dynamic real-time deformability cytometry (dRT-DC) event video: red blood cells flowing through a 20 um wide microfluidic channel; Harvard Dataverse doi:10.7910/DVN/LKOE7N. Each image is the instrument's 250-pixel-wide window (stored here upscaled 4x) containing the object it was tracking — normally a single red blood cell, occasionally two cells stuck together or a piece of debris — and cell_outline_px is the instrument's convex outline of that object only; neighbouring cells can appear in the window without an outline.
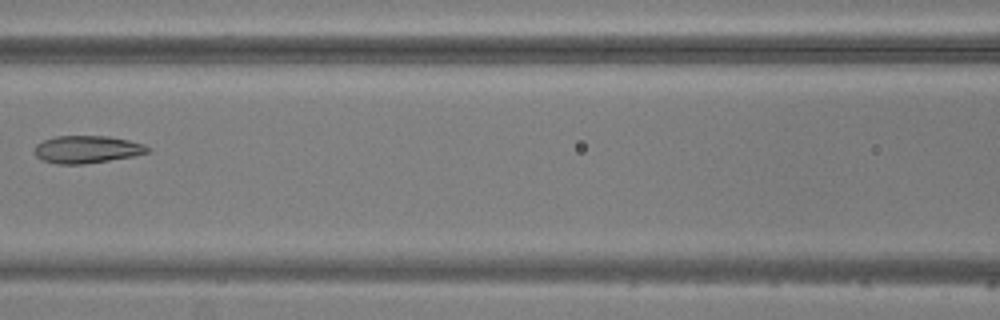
{"species": "common noctule bat (a hibernating species)", "species_latin": "Nyctalus noctula", "temperature_condition": "warm", "stored_images_in_passage": 6, "camera_frame_rate_fps": 3000, "um_per_image_px": 0.085, "animal": {"sex": "male", "body_mass_g": 20.5, "forearm_length_mm": 52.5}, "frame": {"image": 1, "passage_image": 6, "time_ms": 6.0, "image_size_px": [1000, 320], "cell_outline_px": [[152, 148], [148, 152], [136, 156], [84, 164], [56, 164], [40, 160], [32, 152], [36, 144], [44, 140], [56, 136], [108, 136], [128, 140], [144, 144]], "centroid_in_image_um": [7.37, 12.7], "position_along_channel_um": 159.2, "area_um2": 18.38}}